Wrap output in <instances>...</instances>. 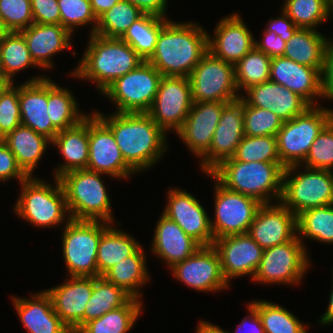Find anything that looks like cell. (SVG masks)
<instances>
[{
  "instance_id": "obj_48",
  "label": "cell",
  "mask_w": 333,
  "mask_h": 333,
  "mask_svg": "<svg viewBox=\"0 0 333 333\" xmlns=\"http://www.w3.org/2000/svg\"><path fill=\"white\" fill-rule=\"evenodd\" d=\"M304 167L330 170L333 169V118L313 141L308 155L302 162ZM305 163V164H304Z\"/></svg>"
},
{
  "instance_id": "obj_58",
  "label": "cell",
  "mask_w": 333,
  "mask_h": 333,
  "mask_svg": "<svg viewBox=\"0 0 333 333\" xmlns=\"http://www.w3.org/2000/svg\"><path fill=\"white\" fill-rule=\"evenodd\" d=\"M120 0H90L92 10L97 19L113 5L117 4Z\"/></svg>"
},
{
  "instance_id": "obj_44",
  "label": "cell",
  "mask_w": 333,
  "mask_h": 333,
  "mask_svg": "<svg viewBox=\"0 0 333 333\" xmlns=\"http://www.w3.org/2000/svg\"><path fill=\"white\" fill-rule=\"evenodd\" d=\"M281 9L298 28L315 30L319 24L329 19L328 0H285Z\"/></svg>"
},
{
  "instance_id": "obj_63",
  "label": "cell",
  "mask_w": 333,
  "mask_h": 333,
  "mask_svg": "<svg viewBox=\"0 0 333 333\" xmlns=\"http://www.w3.org/2000/svg\"><path fill=\"white\" fill-rule=\"evenodd\" d=\"M330 17L333 18V0H328V18H330ZM331 41H333V40H331Z\"/></svg>"
},
{
  "instance_id": "obj_26",
  "label": "cell",
  "mask_w": 333,
  "mask_h": 333,
  "mask_svg": "<svg viewBox=\"0 0 333 333\" xmlns=\"http://www.w3.org/2000/svg\"><path fill=\"white\" fill-rule=\"evenodd\" d=\"M241 98L250 106L270 110L283 122L302 114L310 105L298 94L272 81L256 84L245 90Z\"/></svg>"
},
{
  "instance_id": "obj_28",
  "label": "cell",
  "mask_w": 333,
  "mask_h": 333,
  "mask_svg": "<svg viewBox=\"0 0 333 333\" xmlns=\"http://www.w3.org/2000/svg\"><path fill=\"white\" fill-rule=\"evenodd\" d=\"M154 232L151 251L170 268L192 256L202 247L178 224L163 214L158 219Z\"/></svg>"
},
{
  "instance_id": "obj_60",
  "label": "cell",
  "mask_w": 333,
  "mask_h": 333,
  "mask_svg": "<svg viewBox=\"0 0 333 333\" xmlns=\"http://www.w3.org/2000/svg\"><path fill=\"white\" fill-rule=\"evenodd\" d=\"M333 274V273H332ZM333 277V276H332ZM331 294H330V298H329V304H328V308L327 311L321 316L320 320V324L322 325H330L333 323V285H332V289H331Z\"/></svg>"
},
{
  "instance_id": "obj_2",
  "label": "cell",
  "mask_w": 333,
  "mask_h": 333,
  "mask_svg": "<svg viewBox=\"0 0 333 333\" xmlns=\"http://www.w3.org/2000/svg\"><path fill=\"white\" fill-rule=\"evenodd\" d=\"M192 22L164 18L155 47L147 60L166 77H189L208 52V31Z\"/></svg>"
},
{
  "instance_id": "obj_37",
  "label": "cell",
  "mask_w": 333,
  "mask_h": 333,
  "mask_svg": "<svg viewBox=\"0 0 333 333\" xmlns=\"http://www.w3.org/2000/svg\"><path fill=\"white\" fill-rule=\"evenodd\" d=\"M132 297L103 276L94 277V289L84 310V324L120 308Z\"/></svg>"
},
{
  "instance_id": "obj_13",
  "label": "cell",
  "mask_w": 333,
  "mask_h": 333,
  "mask_svg": "<svg viewBox=\"0 0 333 333\" xmlns=\"http://www.w3.org/2000/svg\"><path fill=\"white\" fill-rule=\"evenodd\" d=\"M208 175L216 181L215 218L210 221L214 239L247 233L262 204L251 197L227 189L211 173H207Z\"/></svg>"
},
{
  "instance_id": "obj_54",
  "label": "cell",
  "mask_w": 333,
  "mask_h": 333,
  "mask_svg": "<svg viewBox=\"0 0 333 333\" xmlns=\"http://www.w3.org/2000/svg\"><path fill=\"white\" fill-rule=\"evenodd\" d=\"M322 98L333 100V41L328 45L321 70Z\"/></svg>"
},
{
  "instance_id": "obj_29",
  "label": "cell",
  "mask_w": 333,
  "mask_h": 333,
  "mask_svg": "<svg viewBox=\"0 0 333 333\" xmlns=\"http://www.w3.org/2000/svg\"><path fill=\"white\" fill-rule=\"evenodd\" d=\"M33 61L40 68H52L51 57L71 47L72 34L61 24L33 23L20 31Z\"/></svg>"
},
{
  "instance_id": "obj_56",
  "label": "cell",
  "mask_w": 333,
  "mask_h": 333,
  "mask_svg": "<svg viewBox=\"0 0 333 333\" xmlns=\"http://www.w3.org/2000/svg\"><path fill=\"white\" fill-rule=\"evenodd\" d=\"M137 6L144 14L166 18L167 0H127Z\"/></svg>"
},
{
  "instance_id": "obj_55",
  "label": "cell",
  "mask_w": 333,
  "mask_h": 333,
  "mask_svg": "<svg viewBox=\"0 0 333 333\" xmlns=\"http://www.w3.org/2000/svg\"><path fill=\"white\" fill-rule=\"evenodd\" d=\"M265 30L274 31L284 41H288L296 32L298 27L294 24L292 19L282 10V14L278 18H270Z\"/></svg>"
},
{
  "instance_id": "obj_8",
  "label": "cell",
  "mask_w": 333,
  "mask_h": 333,
  "mask_svg": "<svg viewBox=\"0 0 333 333\" xmlns=\"http://www.w3.org/2000/svg\"><path fill=\"white\" fill-rule=\"evenodd\" d=\"M109 224L71 218L66 220L62 252L68 276L97 277L98 245Z\"/></svg>"
},
{
  "instance_id": "obj_15",
  "label": "cell",
  "mask_w": 333,
  "mask_h": 333,
  "mask_svg": "<svg viewBox=\"0 0 333 333\" xmlns=\"http://www.w3.org/2000/svg\"><path fill=\"white\" fill-rule=\"evenodd\" d=\"M244 134V100L240 97L223 106L209 150L200 158L204 173H211L224 160L232 158Z\"/></svg>"
},
{
  "instance_id": "obj_6",
  "label": "cell",
  "mask_w": 333,
  "mask_h": 333,
  "mask_svg": "<svg viewBox=\"0 0 333 333\" xmlns=\"http://www.w3.org/2000/svg\"><path fill=\"white\" fill-rule=\"evenodd\" d=\"M55 179V187L35 177L21 182V195L14 206L17 216L41 228L55 227L70 218L65 192L59 178Z\"/></svg>"
},
{
  "instance_id": "obj_50",
  "label": "cell",
  "mask_w": 333,
  "mask_h": 333,
  "mask_svg": "<svg viewBox=\"0 0 333 333\" xmlns=\"http://www.w3.org/2000/svg\"><path fill=\"white\" fill-rule=\"evenodd\" d=\"M20 125L19 86L13 84L0 99V138L3 139Z\"/></svg>"
},
{
  "instance_id": "obj_19",
  "label": "cell",
  "mask_w": 333,
  "mask_h": 333,
  "mask_svg": "<svg viewBox=\"0 0 333 333\" xmlns=\"http://www.w3.org/2000/svg\"><path fill=\"white\" fill-rule=\"evenodd\" d=\"M247 234L263 250L284 244L297 236V216L281 202L262 204Z\"/></svg>"
},
{
  "instance_id": "obj_34",
  "label": "cell",
  "mask_w": 333,
  "mask_h": 333,
  "mask_svg": "<svg viewBox=\"0 0 333 333\" xmlns=\"http://www.w3.org/2000/svg\"><path fill=\"white\" fill-rule=\"evenodd\" d=\"M145 252L140 247L133 255L125 258L110 270L103 277L122 288L132 298L141 300V291L138 290L149 279L146 267Z\"/></svg>"
},
{
  "instance_id": "obj_47",
  "label": "cell",
  "mask_w": 333,
  "mask_h": 333,
  "mask_svg": "<svg viewBox=\"0 0 333 333\" xmlns=\"http://www.w3.org/2000/svg\"><path fill=\"white\" fill-rule=\"evenodd\" d=\"M60 9L61 25L73 34L75 27L93 24L94 34L98 19L94 14L90 0H57Z\"/></svg>"
},
{
  "instance_id": "obj_4",
  "label": "cell",
  "mask_w": 333,
  "mask_h": 333,
  "mask_svg": "<svg viewBox=\"0 0 333 333\" xmlns=\"http://www.w3.org/2000/svg\"><path fill=\"white\" fill-rule=\"evenodd\" d=\"M285 168L281 162H242L229 158L211 174L227 189L269 204L274 198L280 202Z\"/></svg>"
},
{
  "instance_id": "obj_39",
  "label": "cell",
  "mask_w": 333,
  "mask_h": 333,
  "mask_svg": "<svg viewBox=\"0 0 333 333\" xmlns=\"http://www.w3.org/2000/svg\"><path fill=\"white\" fill-rule=\"evenodd\" d=\"M144 13L127 0H120L103 13L97 22V34L106 38L121 39L128 28Z\"/></svg>"
},
{
  "instance_id": "obj_23",
  "label": "cell",
  "mask_w": 333,
  "mask_h": 333,
  "mask_svg": "<svg viewBox=\"0 0 333 333\" xmlns=\"http://www.w3.org/2000/svg\"><path fill=\"white\" fill-rule=\"evenodd\" d=\"M227 102H193L182 127L176 132L195 156L202 157L208 150L213 133Z\"/></svg>"
},
{
  "instance_id": "obj_22",
  "label": "cell",
  "mask_w": 333,
  "mask_h": 333,
  "mask_svg": "<svg viewBox=\"0 0 333 333\" xmlns=\"http://www.w3.org/2000/svg\"><path fill=\"white\" fill-rule=\"evenodd\" d=\"M213 34L214 37L208 34V51L233 65L255 47L251 31L237 13L221 19Z\"/></svg>"
},
{
  "instance_id": "obj_10",
  "label": "cell",
  "mask_w": 333,
  "mask_h": 333,
  "mask_svg": "<svg viewBox=\"0 0 333 333\" xmlns=\"http://www.w3.org/2000/svg\"><path fill=\"white\" fill-rule=\"evenodd\" d=\"M162 74L148 61L119 77L104 92L118 113L148 112L157 94Z\"/></svg>"
},
{
  "instance_id": "obj_51",
  "label": "cell",
  "mask_w": 333,
  "mask_h": 333,
  "mask_svg": "<svg viewBox=\"0 0 333 333\" xmlns=\"http://www.w3.org/2000/svg\"><path fill=\"white\" fill-rule=\"evenodd\" d=\"M29 176L18 165L17 160L7 145L0 140V182L18 179L19 183L26 180Z\"/></svg>"
},
{
  "instance_id": "obj_52",
  "label": "cell",
  "mask_w": 333,
  "mask_h": 333,
  "mask_svg": "<svg viewBox=\"0 0 333 333\" xmlns=\"http://www.w3.org/2000/svg\"><path fill=\"white\" fill-rule=\"evenodd\" d=\"M34 23L61 24L57 0H30Z\"/></svg>"
},
{
  "instance_id": "obj_14",
  "label": "cell",
  "mask_w": 333,
  "mask_h": 333,
  "mask_svg": "<svg viewBox=\"0 0 333 333\" xmlns=\"http://www.w3.org/2000/svg\"><path fill=\"white\" fill-rule=\"evenodd\" d=\"M192 104L189 77L163 76L147 113L167 134L169 130L177 132L182 127Z\"/></svg>"
},
{
  "instance_id": "obj_38",
  "label": "cell",
  "mask_w": 333,
  "mask_h": 333,
  "mask_svg": "<svg viewBox=\"0 0 333 333\" xmlns=\"http://www.w3.org/2000/svg\"><path fill=\"white\" fill-rule=\"evenodd\" d=\"M163 27L164 18L143 14L128 28L121 39L147 61L155 52L157 38Z\"/></svg>"
},
{
  "instance_id": "obj_21",
  "label": "cell",
  "mask_w": 333,
  "mask_h": 333,
  "mask_svg": "<svg viewBox=\"0 0 333 333\" xmlns=\"http://www.w3.org/2000/svg\"><path fill=\"white\" fill-rule=\"evenodd\" d=\"M94 289V277L69 276L59 286L45 290L51 297L55 313L76 333L84 325V310Z\"/></svg>"
},
{
  "instance_id": "obj_41",
  "label": "cell",
  "mask_w": 333,
  "mask_h": 333,
  "mask_svg": "<svg viewBox=\"0 0 333 333\" xmlns=\"http://www.w3.org/2000/svg\"><path fill=\"white\" fill-rule=\"evenodd\" d=\"M1 65L4 78L13 82L14 74L28 67H37L20 32H8L0 44Z\"/></svg>"
},
{
  "instance_id": "obj_31",
  "label": "cell",
  "mask_w": 333,
  "mask_h": 333,
  "mask_svg": "<svg viewBox=\"0 0 333 333\" xmlns=\"http://www.w3.org/2000/svg\"><path fill=\"white\" fill-rule=\"evenodd\" d=\"M3 142L14 154L18 165L32 177L43 152L52 142L45 136L36 133L33 129L20 125L6 135Z\"/></svg>"
},
{
  "instance_id": "obj_35",
  "label": "cell",
  "mask_w": 333,
  "mask_h": 333,
  "mask_svg": "<svg viewBox=\"0 0 333 333\" xmlns=\"http://www.w3.org/2000/svg\"><path fill=\"white\" fill-rule=\"evenodd\" d=\"M47 113L59 132L78 125L87 116L78 110L72 92L67 88L59 87L50 79H48Z\"/></svg>"
},
{
  "instance_id": "obj_5",
  "label": "cell",
  "mask_w": 333,
  "mask_h": 333,
  "mask_svg": "<svg viewBox=\"0 0 333 333\" xmlns=\"http://www.w3.org/2000/svg\"><path fill=\"white\" fill-rule=\"evenodd\" d=\"M101 174L77 169L59 177L71 219L114 223L111 201Z\"/></svg>"
},
{
  "instance_id": "obj_53",
  "label": "cell",
  "mask_w": 333,
  "mask_h": 333,
  "mask_svg": "<svg viewBox=\"0 0 333 333\" xmlns=\"http://www.w3.org/2000/svg\"><path fill=\"white\" fill-rule=\"evenodd\" d=\"M262 41L255 40V48L262 51L270 58L283 56L286 41L274 31L264 30Z\"/></svg>"
},
{
  "instance_id": "obj_43",
  "label": "cell",
  "mask_w": 333,
  "mask_h": 333,
  "mask_svg": "<svg viewBox=\"0 0 333 333\" xmlns=\"http://www.w3.org/2000/svg\"><path fill=\"white\" fill-rule=\"evenodd\" d=\"M271 60L255 47L250 50L235 66V78L238 91L269 81Z\"/></svg>"
},
{
  "instance_id": "obj_42",
  "label": "cell",
  "mask_w": 333,
  "mask_h": 333,
  "mask_svg": "<svg viewBox=\"0 0 333 333\" xmlns=\"http://www.w3.org/2000/svg\"><path fill=\"white\" fill-rule=\"evenodd\" d=\"M250 303L257 309L265 333H307L306 327H310L278 304L265 300Z\"/></svg>"
},
{
  "instance_id": "obj_62",
  "label": "cell",
  "mask_w": 333,
  "mask_h": 333,
  "mask_svg": "<svg viewBox=\"0 0 333 333\" xmlns=\"http://www.w3.org/2000/svg\"><path fill=\"white\" fill-rule=\"evenodd\" d=\"M8 33V30L5 28L2 19L0 18V44L3 41L4 36Z\"/></svg>"
},
{
  "instance_id": "obj_24",
  "label": "cell",
  "mask_w": 333,
  "mask_h": 333,
  "mask_svg": "<svg viewBox=\"0 0 333 333\" xmlns=\"http://www.w3.org/2000/svg\"><path fill=\"white\" fill-rule=\"evenodd\" d=\"M48 78L35 76L19 85L21 125L33 129L51 142L59 132L47 113Z\"/></svg>"
},
{
  "instance_id": "obj_49",
  "label": "cell",
  "mask_w": 333,
  "mask_h": 333,
  "mask_svg": "<svg viewBox=\"0 0 333 333\" xmlns=\"http://www.w3.org/2000/svg\"><path fill=\"white\" fill-rule=\"evenodd\" d=\"M0 18L8 32H20L34 23L30 0H0Z\"/></svg>"
},
{
  "instance_id": "obj_12",
  "label": "cell",
  "mask_w": 333,
  "mask_h": 333,
  "mask_svg": "<svg viewBox=\"0 0 333 333\" xmlns=\"http://www.w3.org/2000/svg\"><path fill=\"white\" fill-rule=\"evenodd\" d=\"M302 241L300 236H296L284 244L265 249L252 280L270 285L299 284L311 265Z\"/></svg>"
},
{
  "instance_id": "obj_7",
  "label": "cell",
  "mask_w": 333,
  "mask_h": 333,
  "mask_svg": "<svg viewBox=\"0 0 333 333\" xmlns=\"http://www.w3.org/2000/svg\"><path fill=\"white\" fill-rule=\"evenodd\" d=\"M299 166L284 169L280 202L296 216L310 208L333 204V170L305 167L298 174L295 171Z\"/></svg>"
},
{
  "instance_id": "obj_36",
  "label": "cell",
  "mask_w": 333,
  "mask_h": 333,
  "mask_svg": "<svg viewBox=\"0 0 333 333\" xmlns=\"http://www.w3.org/2000/svg\"><path fill=\"white\" fill-rule=\"evenodd\" d=\"M142 301L131 298L120 308L85 323L76 333H127L142 311Z\"/></svg>"
},
{
  "instance_id": "obj_25",
  "label": "cell",
  "mask_w": 333,
  "mask_h": 333,
  "mask_svg": "<svg viewBox=\"0 0 333 333\" xmlns=\"http://www.w3.org/2000/svg\"><path fill=\"white\" fill-rule=\"evenodd\" d=\"M321 70L299 64L283 56L271 60L269 80L283 85L302 97L310 106L321 99Z\"/></svg>"
},
{
  "instance_id": "obj_64",
  "label": "cell",
  "mask_w": 333,
  "mask_h": 333,
  "mask_svg": "<svg viewBox=\"0 0 333 333\" xmlns=\"http://www.w3.org/2000/svg\"><path fill=\"white\" fill-rule=\"evenodd\" d=\"M0 78H4V72L1 65V56H0Z\"/></svg>"
},
{
  "instance_id": "obj_27",
  "label": "cell",
  "mask_w": 333,
  "mask_h": 333,
  "mask_svg": "<svg viewBox=\"0 0 333 333\" xmlns=\"http://www.w3.org/2000/svg\"><path fill=\"white\" fill-rule=\"evenodd\" d=\"M31 297H12L17 314L28 333H72L55 313L51 297L45 290Z\"/></svg>"
},
{
  "instance_id": "obj_57",
  "label": "cell",
  "mask_w": 333,
  "mask_h": 333,
  "mask_svg": "<svg viewBox=\"0 0 333 333\" xmlns=\"http://www.w3.org/2000/svg\"><path fill=\"white\" fill-rule=\"evenodd\" d=\"M248 310H249L250 316L249 317L246 316L242 320V322L239 324V326L237 327L235 332L236 333L240 332L243 329L245 331V333H246V331H247V333H265V330L261 323V319L259 317L257 309L251 303H248ZM244 331H242L240 333H244Z\"/></svg>"
},
{
  "instance_id": "obj_46",
  "label": "cell",
  "mask_w": 333,
  "mask_h": 333,
  "mask_svg": "<svg viewBox=\"0 0 333 333\" xmlns=\"http://www.w3.org/2000/svg\"><path fill=\"white\" fill-rule=\"evenodd\" d=\"M283 121L270 110L256 108L244 101V134L246 136H276Z\"/></svg>"
},
{
  "instance_id": "obj_1",
  "label": "cell",
  "mask_w": 333,
  "mask_h": 333,
  "mask_svg": "<svg viewBox=\"0 0 333 333\" xmlns=\"http://www.w3.org/2000/svg\"><path fill=\"white\" fill-rule=\"evenodd\" d=\"M94 113L111 129L125 162L136 173L153 167L167 150L166 133L147 112Z\"/></svg>"
},
{
  "instance_id": "obj_30",
  "label": "cell",
  "mask_w": 333,
  "mask_h": 333,
  "mask_svg": "<svg viewBox=\"0 0 333 333\" xmlns=\"http://www.w3.org/2000/svg\"><path fill=\"white\" fill-rule=\"evenodd\" d=\"M51 144L59 149L66 161L54 171L55 178L72 170L86 169L89 160L88 115L78 125L58 132Z\"/></svg>"
},
{
  "instance_id": "obj_16",
  "label": "cell",
  "mask_w": 333,
  "mask_h": 333,
  "mask_svg": "<svg viewBox=\"0 0 333 333\" xmlns=\"http://www.w3.org/2000/svg\"><path fill=\"white\" fill-rule=\"evenodd\" d=\"M88 170L110 177L129 178L136 173L124 160L111 129L95 114L88 115Z\"/></svg>"
},
{
  "instance_id": "obj_33",
  "label": "cell",
  "mask_w": 333,
  "mask_h": 333,
  "mask_svg": "<svg viewBox=\"0 0 333 333\" xmlns=\"http://www.w3.org/2000/svg\"><path fill=\"white\" fill-rule=\"evenodd\" d=\"M141 247L131 235L110 226L101 235L97 254V277L133 255Z\"/></svg>"
},
{
  "instance_id": "obj_45",
  "label": "cell",
  "mask_w": 333,
  "mask_h": 333,
  "mask_svg": "<svg viewBox=\"0 0 333 333\" xmlns=\"http://www.w3.org/2000/svg\"><path fill=\"white\" fill-rule=\"evenodd\" d=\"M242 162H281L276 136H244L232 157Z\"/></svg>"
},
{
  "instance_id": "obj_32",
  "label": "cell",
  "mask_w": 333,
  "mask_h": 333,
  "mask_svg": "<svg viewBox=\"0 0 333 333\" xmlns=\"http://www.w3.org/2000/svg\"><path fill=\"white\" fill-rule=\"evenodd\" d=\"M332 41L314 29L298 28L286 42L283 57L313 68H322L325 51Z\"/></svg>"
},
{
  "instance_id": "obj_61",
  "label": "cell",
  "mask_w": 333,
  "mask_h": 333,
  "mask_svg": "<svg viewBox=\"0 0 333 333\" xmlns=\"http://www.w3.org/2000/svg\"><path fill=\"white\" fill-rule=\"evenodd\" d=\"M13 84L14 82H11L6 78H0V99Z\"/></svg>"
},
{
  "instance_id": "obj_20",
  "label": "cell",
  "mask_w": 333,
  "mask_h": 333,
  "mask_svg": "<svg viewBox=\"0 0 333 333\" xmlns=\"http://www.w3.org/2000/svg\"><path fill=\"white\" fill-rule=\"evenodd\" d=\"M224 278L230 279L249 275L254 277L264 250L247 234H236L214 239Z\"/></svg>"
},
{
  "instance_id": "obj_11",
  "label": "cell",
  "mask_w": 333,
  "mask_h": 333,
  "mask_svg": "<svg viewBox=\"0 0 333 333\" xmlns=\"http://www.w3.org/2000/svg\"><path fill=\"white\" fill-rule=\"evenodd\" d=\"M189 81L193 102H231L241 97L235 66L213 56L209 51L192 70Z\"/></svg>"
},
{
  "instance_id": "obj_59",
  "label": "cell",
  "mask_w": 333,
  "mask_h": 333,
  "mask_svg": "<svg viewBox=\"0 0 333 333\" xmlns=\"http://www.w3.org/2000/svg\"><path fill=\"white\" fill-rule=\"evenodd\" d=\"M196 333H230L207 321H200Z\"/></svg>"
},
{
  "instance_id": "obj_18",
  "label": "cell",
  "mask_w": 333,
  "mask_h": 333,
  "mask_svg": "<svg viewBox=\"0 0 333 333\" xmlns=\"http://www.w3.org/2000/svg\"><path fill=\"white\" fill-rule=\"evenodd\" d=\"M168 204L163 215L178 224L201 246H213L212 220L201 203L191 193L181 189L168 190Z\"/></svg>"
},
{
  "instance_id": "obj_9",
  "label": "cell",
  "mask_w": 333,
  "mask_h": 333,
  "mask_svg": "<svg viewBox=\"0 0 333 333\" xmlns=\"http://www.w3.org/2000/svg\"><path fill=\"white\" fill-rule=\"evenodd\" d=\"M332 118L331 108L327 109L316 103L292 120L283 122L276 135L281 163L285 167L301 165L313 141Z\"/></svg>"
},
{
  "instance_id": "obj_3",
  "label": "cell",
  "mask_w": 333,
  "mask_h": 333,
  "mask_svg": "<svg viewBox=\"0 0 333 333\" xmlns=\"http://www.w3.org/2000/svg\"><path fill=\"white\" fill-rule=\"evenodd\" d=\"M144 61L122 39L90 34L86 51L71 75L97 83L98 90L103 93L119 77L134 70Z\"/></svg>"
},
{
  "instance_id": "obj_40",
  "label": "cell",
  "mask_w": 333,
  "mask_h": 333,
  "mask_svg": "<svg viewBox=\"0 0 333 333\" xmlns=\"http://www.w3.org/2000/svg\"><path fill=\"white\" fill-rule=\"evenodd\" d=\"M297 235L333 243V204L310 208L297 215Z\"/></svg>"
},
{
  "instance_id": "obj_17",
  "label": "cell",
  "mask_w": 333,
  "mask_h": 333,
  "mask_svg": "<svg viewBox=\"0 0 333 333\" xmlns=\"http://www.w3.org/2000/svg\"><path fill=\"white\" fill-rule=\"evenodd\" d=\"M172 275L186 286L204 292L229 288L221 268L220 256L213 246H202L192 256L174 264Z\"/></svg>"
}]
</instances>
